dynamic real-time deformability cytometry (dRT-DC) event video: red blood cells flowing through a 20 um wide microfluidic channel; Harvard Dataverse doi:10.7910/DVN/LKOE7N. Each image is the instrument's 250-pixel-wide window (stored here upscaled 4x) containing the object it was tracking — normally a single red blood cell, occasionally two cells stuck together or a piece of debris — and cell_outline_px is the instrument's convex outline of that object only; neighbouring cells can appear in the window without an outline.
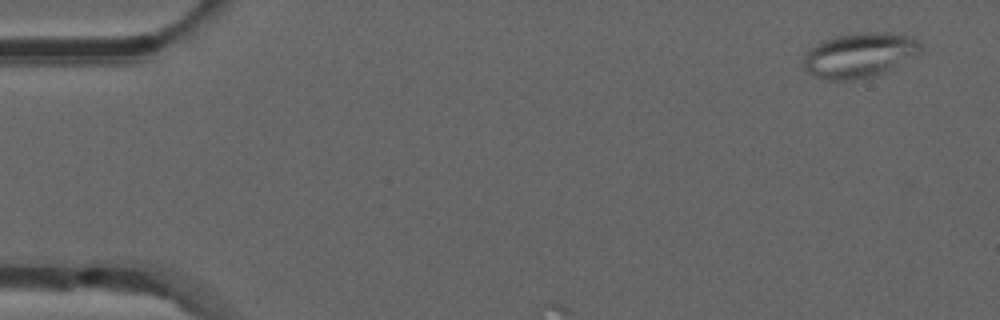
{"species": "common noctule bat (a hibernating species)", "species_latin": "Nyctalus noctula", "temperature_condition": "room temperature", "stored_images_in_passage": 2, "camera_frame_rate_fps": 3000, "um_per_image_px": 0.085, "animal": {"sex": "male", "forearm_length_mm": 52.5}, "frame": {"image": 1, "passage_image": 1, "time_ms": 0.0, "image_size_px": [1000, 320], "cell_outline_px": [[920, 52], [888, 72], [876, 76], [852, 80], [828, 80], [816, 76], [808, 72], [804, 68], [804, 60], [808, 48], [824, 40], [836, 36], [856, 32], [888, 32], [912, 36], [920, 44]], "centroid_in_image_um": [73.06, 4.69], "position_along_channel_um": 11.9, "area_um2": 30.75}}